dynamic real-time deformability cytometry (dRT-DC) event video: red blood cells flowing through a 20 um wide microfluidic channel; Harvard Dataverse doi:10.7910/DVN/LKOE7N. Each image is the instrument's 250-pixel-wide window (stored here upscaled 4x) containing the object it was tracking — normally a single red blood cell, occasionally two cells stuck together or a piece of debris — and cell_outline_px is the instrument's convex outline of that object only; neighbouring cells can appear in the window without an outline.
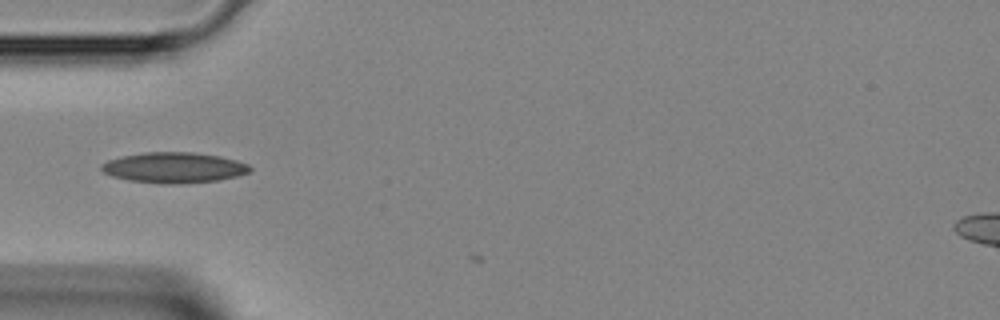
{"species": "Egyptian fruit bat (a non-hibernating species)", "species_latin": "Rousettus aegyptiacus", "temperature_condition": "room temperature", "stored_images_in_passage": 4, "camera_frame_rate_fps": 3000, "um_per_image_px": 0.085, "animal": {"sex": "female"}, "frame": {"image": 1, "passage_image": 3, "time_ms": 0.667, "image_size_px": [1000, 320], "cell_outline_px": [[252, 168], [248, 172], [236, 176], [220, 180], [180, 184], [160, 184], [128, 180], [112, 176], [104, 172], [100, 168], [100, 164], [108, 160], [124, 156], [144, 152], [192, 152], [220, 156], [236, 160], [248, 164]], "centroid_in_image_um": [14.78, 14.25], "position_along_channel_um": 70.2, "area_um2": 26.53}}